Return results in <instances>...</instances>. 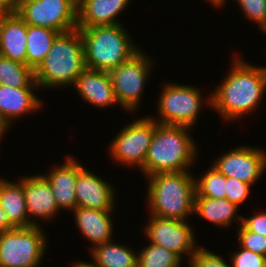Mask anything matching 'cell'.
<instances>
[{
  "instance_id": "obj_1",
  "label": "cell",
  "mask_w": 266,
  "mask_h": 267,
  "mask_svg": "<svg viewBox=\"0 0 266 267\" xmlns=\"http://www.w3.org/2000/svg\"><path fill=\"white\" fill-rule=\"evenodd\" d=\"M230 61L226 77L211 92V108L224 121L231 122L241 120L259 107L266 90V66L246 62L237 54Z\"/></svg>"
},
{
  "instance_id": "obj_2",
  "label": "cell",
  "mask_w": 266,
  "mask_h": 267,
  "mask_svg": "<svg viewBox=\"0 0 266 267\" xmlns=\"http://www.w3.org/2000/svg\"><path fill=\"white\" fill-rule=\"evenodd\" d=\"M191 129L155 121L154 134L144 161L145 179L161 172L190 171V168L195 166L199 147L190 134Z\"/></svg>"
},
{
  "instance_id": "obj_3",
  "label": "cell",
  "mask_w": 266,
  "mask_h": 267,
  "mask_svg": "<svg viewBox=\"0 0 266 267\" xmlns=\"http://www.w3.org/2000/svg\"><path fill=\"white\" fill-rule=\"evenodd\" d=\"M191 171L161 172L146 177L149 214L188 221L194 215L195 175Z\"/></svg>"
},
{
  "instance_id": "obj_4",
  "label": "cell",
  "mask_w": 266,
  "mask_h": 267,
  "mask_svg": "<svg viewBox=\"0 0 266 267\" xmlns=\"http://www.w3.org/2000/svg\"><path fill=\"white\" fill-rule=\"evenodd\" d=\"M86 68L79 28L59 33L35 72L38 89L69 87ZM45 88V89H44Z\"/></svg>"
},
{
  "instance_id": "obj_5",
  "label": "cell",
  "mask_w": 266,
  "mask_h": 267,
  "mask_svg": "<svg viewBox=\"0 0 266 267\" xmlns=\"http://www.w3.org/2000/svg\"><path fill=\"white\" fill-rule=\"evenodd\" d=\"M85 66L109 71L130 60L141 48L135 44L124 24L79 28Z\"/></svg>"
},
{
  "instance_id": "obj_6",
  "label": "cell",
  "mask_w": 266,
  "mask_h": 267,
  "mask_svg": "<svg viewBox=\"0 0 266 267\" xmlns=\"http://www.w3.org/2000/svg\"><path fill=\"white\" fill-rule=\"evenodd\" d=\"M161 91L156 101L158 115L150 116L159 124L194 128L203 105L210 106L211 109V92L205 98L197 86L168 81L162 85Z\"/></svg>"
},
{
  "instance_id": "obj_7",
  "label": "cell",
  "mask_w": 266,
  "mask_h": 267,
  "mask_svg": "<svg viewBox=\"0 0 266 267\" xmlns=\"http://www.w3.org/2000/svg\"><path fill=\"white\" fill-rule=\"evenodd\" d=\"M42 229L35 225L0 233V267H40L48 249Z\"/></svg>"
},
{
  "instance_id": "obj_8",
  "label": "cell",
  "mask_w": 266,
  "mask_h": 267,
  "mask_svg": "<svg viewBox=\"0 0 266 267\" xmlns=\"http://www.w3.org/2000/svg\"><path fill=\"white\" fill-rule=\"evenodd\" d=\"M152 60L143 49L130 60L108 71L120 107L131 115L141 106L143 90L155 66Z\"/></svg>"
},
{
  "instance_id": "obj_9",
  "label": "cell",
  "mask_w": 266,
  "mask_h": 267,
  "mask_svg": "<svg viewBox=\"0 0 266 267\" xmlns=\"http://www.w3.org/2000/svg\"><path fill=\"white\" fill-rule=\"evenodd\" d=\"M122 128L109 142L108 154L114 162L131 168L138 167L144 175V161L154 134L155 121L150 115L137 117V120L128 122Z\"/></svg>"
},
{
  "instance_id": "obj_10",
  "label": "cell",
  "mask_w": 266,
  "mask_h": 267,
  "mask_svg": "<svg viewBox=\"0 0 266 267\" xmlns=\"http://www.w3.org/2000/svg\"><path fill=\"white\" fill-rule=\"evenodd\" d=\"M15 13L27 25L60 33L77 28V0H22Z\"/></svg>"
},
{
  "instance_id": "obj_11",
  "label": "cell",
  "mask_w": 266,
  "mask_h": 267,
  "mask_svg": "<svg viewBox=\"0 0 266 267\" xmlns=\"http://www.w3.org/2000/svg\"><path fill=\"white\" fill-rule=\"evenodd\" d=\"M144 237L152 244L166 248L177 254L182 260L187 257L189 263L195 251L200 247L196 244V234L193 226L187 221L165 219L150 215L146 221Z\"/></svg>"
},
{
  "instance_id": "obj_12",
  "label": "cell",
  "mask_w": 266,
  "mask_h": 267,
  "mask_svg": "<svg viewBox=\"0 0 266 267\" xmlns=\"http://www.w3.org/2000/svg\"><path fill=\"white\" fill-rule=\"evenodd\" d=\"M211 165L225 177L236 178L254 187L266 172V150L248 145L237 146L219 155Z\"/></svg>"
},
{
  "instance_id": "obj_13",
  "label": "cell",
  "mask_w": 266,
  "mask_h": 267,
  "mask_svg": "<svg viewBox=\"0 0 266 267\" xmlns=\"http://www.w3.org/2000/svg\"><path fill=\"white\" fill-rule=\"evenodd\" d=\"M23 191L28 218L32 226H40L37 220L49 222L61 211L57 207L51 185L42 173L23 176Z\"/></svg>"
},
{
  "instance_id": "obj_14",
  "label": "cell",
  "mask_w": 266,
  "mask_h": 267,
  "mask_svg": "<svg viewBox=\"0 0 266 267\" xmlns=\"http://www.w3.org/2000/svg\"><path fill=\"white\" fill-rule=\"evenodd\" d=\"M84 167L79 173L75 187L77 207L114 211L115 188L96 173Z\"/></svg>"
},
{
  "instance_id": "obj_15",
  "label": "cell",
  "mask_w": 266,
  "mask_h": 267,
  "mask_svg": "<svg viewBox=\"0 0 266 267\" xmlns=\"http://www.w3.org/2000/svg\"><path fill=\"white\" fill-rule=\"evenodd\" d=\"M62 164H54L46 174H42L51 185L52 194L61 211H72L77 207L75 187L78 173L85 167L73 155H66Z\"/></svg>"
},
{
  "instance_id": "obj_16",
  "label": "cell",
  "mask_w": 266,
  "mask_h": 267,
  "mask_svg": "<svg viewBox=\"0 0 266 267\" xmlns=\"http://www.w3.org/2000/svg\"><path fill=\"white\" fill-rule=\"evenodd\" d=\"M73 87L77 90V94L82 97L83 101H86L90 106L97 107V109L120 105L116 99L107 71L85 68L76 78Z\"/></svg>"
},
{
  "instance_id": "obj_17",
  "label": "cell",
  "mask_w": 266,
  "mask_h": 267,
  "mask_svg": "<svg viewBox=\"0 0 266 267\" xmlns=\"http://www.w3.org/2000/svg\"><path fill=\"white\" fill-rule=\"evenodd\" d=\"M37 88L0 85V117L10 128L13 120L42 110L44 103L36 94Z\"/></svg>"
},
{
  "instance_id": "obj_18",
  "label": "cell",
  "mask_w": 266,
  "mask_h": 267,
  "mask_svg": "<svg viewBox=\"0 0 266 267\" xmlns=\"http://www.w3.org/2000/svg\"><path fill=\"white\" fill-rule=\"evenodd\" d=\"M76 227L85 239L91 242L89 245L90 252L98 245L112 241L115 232L113 226V214L116 211H104L97 209H87L76 207L73 211ZM113 213V214H112Z\"/></svg>"
},
{
  "instance_id": "obj_19",
  "label": "cell",
  "mask_w": 266,
  "mask_h": 267,
  "mask_svg": "<svg viewBox=\"0 0 266 267\" xmlns=\"http://www.w3.org/2000/svg\"><path fill=\"white\" fill-rule=\"evenodd\" d=\"M130 1L77 0V28L122 24L119 14L125 11Z\"/></svg>"
},
{
  "instance_id": "obj_20",
  "label": "cell",
  "mask_w": 266,
  "mask_h": 267,
  "mask_svg": "<svg viewBox=\"0 0 266 267\" xmlns=\"http://www.w3.org/2000/svg\"><path fill=\"white\" fill-rule=\"evenodd\" d=\"M28 25L15 13H0V55L26 64Z\"/></svg>"
},
{
  "instance_id": "obj_21",
  "label": "cell",
  "mask_w": 266,
  "mask_h": 267,
  "mask_svg": "<svg viewBox=\"0 0 266 267\" xmlns=\"http://www.w3.org/2000/svg\"><path fill=\"white\" fill-rule=\"evenodd\" d=\"M239 207L228 199H211L208 197H195L194 215L213 223L219 228H230L234 221L242 224V216L237 213Z\"/></svg>"
},
{
  "instance_id": "obj_22",
  "label": "cell",
  "mask_w": 266,
  "mask_h": 267,
  "mask_svg": "<svg viewBox=\"0 0 266 267\" xmlns=\"http://www.w3.org/2000/svg\"><path fill=\"white\" fill-rule=\"evenodd\" d=\"M18 181V182H17ZM16 182L0 178V202L11 219V228L32 226L26 209L23 176Z\"/></svg>"
},
{
  "instance_id": "obj_23",
  "label": "cell",
  "mask_w": 266,
  "mask_h": 267,
  "mask_svg": "<svg viewBox=\"0 0 266 267\" xmlns=\"http://www.w3.org/2000/svg\"><path fill=\"white\" fill-rule=\"evenodd\" d=\"M106 242L89 253L98 267H137L138 251L116 241Z\"/></svg>"
},
{
  "instance_id": "obj_24",
  "label": "cell",
  "mask_w": 266,
  "mask_h": 267,
  "mask_svg": "<svg viewBox=\"0 0 266 267\" xmlns=\"http://www.w3.org/2000/svg\"><path fill=\"white\" fill-rule=\"evenodd\" d=\"M59 33L46 27L28 25L26 65L35 71L45 59Z\"/></svg>"
},
{
  "instance_id": "obj_25",
  "label": "cell",
  "mask_w": 266,
  "mask_h": 267,
  "mask_svg": "<svg viewBox=\"0 0 266 267\" xmlns=\"http://www.w3.org/2000/svg\"><path fill=\"white\" fill-rule=\"evenodd\" d=\"M0 85L14 88L38 87L34 70L24 63L0 55Z\"/></svg>"
},
{
  "instance_id": "obj_26",
  "label": "cell",
  "mask_w": 266,
  "mask_h": 267,
  "mask_svg": "<svg viewBox=\"0 0 266 267\" xmlns=\"http://www.w3.org/2000/svg\"><path fill=\"white\" fill-rule=\"evenodd\" d=\"M181 261L174 252L149 242L138 252L137 267H180Z\"/></svg>"
},
{
  "instance_id": "obj_27",
  "label": "cell",
  "mask_w": 266,
  "mask_h": 267,
  "mask_svg": "<svg viewBox=\"0 0 266 267\" xmlns=\"http://www.w3.org/2000/svg\"><path fill=\"white\" fill-rule=\"evenodd\" d=\"M209 167L199 178L195 176V197L225 198L226 177L212 165Z\"/></svg>"
},
{
  "instance_id": "obj_28",
  "label": "cell",
  "mask_w": 266,
  "mask_h": 267,
  "mask_svg": "<svg viewBox=\"0 0 266 267\" xmlns=\"http://www.w3.org/2000/svg\"><path fill=\"white\" fill-rule=\"evenodd\" d=\"M248 21L256 23L266 34V0H235Z\"/></svg>"
},
{
  "instance_id": "obj_29",
  "label": "cell",
  "mask_w": 266,
  "mask_h": 267,
  "mask_svg": "<svg viewBox=\"0 0 266 267\" xmlns=\"http://www.w3.org/2000/svg\"><path fill=\"white\" fill-rule=\"evenodd\" d=\"M236 230H238L236 235L238 236L239 247L266 257V237L248 231L242 224Z\"/></svg>"
},
{
  "instance_id": "obj_30",
  "label": "cell",
  "mask_w": 266,
  "mask_h": 267,
  "mask_svg": "<svg viewBox=\"0 0 266 267\" xmlns=\"http://www.w3.org/2000/svg\"><path fill=\"white\" fill-rule=\"evenodd\" d=\"M188 264L189 267H233L232 263L228 264V261L218 256V253L211 252L202 246L195 251Z\"/></svg>"
},
{
  "instance_id": "obj_31",
  "label": "cell",
  "mask_w": 266,
  "mask_h": 267,
  "mask_svg": "<svg viewBox=\"0 0 266 267\" xmlns=\"http://www.w3.org/2000/svg\"><path fill=\"white\" fill-rule=\"evenodd\" d=\"M252 186L233 177H226L225 198L240 208L250 196Z\"/></svg>"
},
{
  "instance_id": "obj_32",
  "label": "cell",
  "mask_w": 266,
  "mask_h": 267,
  "mask_svg": "<svg viewBox=\"0 0 266 267\" xmlns=\"http://www.w3.org/2000/svg\"><path fill=\"white\" fill-rule=\"evenodd\" d=\"M230 254L229 262L233 267H266V257L250 250L238 248Z\"/></svg>"
},
{
  "instance_id": "obj_33",
  "label": "cell",
  "mask_w": 266,
  "mask_h": 267,
  "mask_svg": "<svg viewBox=\"0 0 266 267\" xmlns=\"http://www.w3.org/2000/svg\"><path fill=\"white\" fill-rule=\"evenodd\" d=\"M241 223L248 231L266 237V211L254 213L250 217L242 216Z\"/></svg>"
},
{
  "instance_id": "obj_34",
  "label": "cell",
  "mask_w": 266,
  "mask_h": 267,
  "mask_svg": "<svg viewBox=\"0 0 266 267\" xmlns=\"http://www.w3.org/2000/svg\"><path fill=\"white\" fill-rule=\"evenodd\" d=\"M22 0H0V13L16 12Z\"/></svg>"
},
{
  "instance_id": "obj_35",
  "label": "cell",
  "mask_w": 266,
  "mask_h": 267,
  "mask_svg": "<svg viewBox=\"0 0 266 267\" xmlns=\"http://www.w3.org/2000/svg\"><path fill=\"white\" fill-rule=\"evenodd\" d=\"M11 229V219L10 216L3 211V207L0 202V233L6 232Z\"/></svg>"
},
{
  "instance_id": "obj_36",
  "label": "cell",
  "mask_w": 266,
  "mask_h": 267,
  "mask_svg": "<svg viewBox=\"0 0 266 267\" xmlns=\"http://www.w3.org/2000/svg\"><path fill=\"white\" fill-rule=\"evenodd\" d=\"M71 267H98L94 261L92 262H89V261H79V262H76L71 266Z\"/></svg>"
},
{
  "instance_id": "obj_37",
  "label": "cell",
  "mask_w": 266,
  "mask_h": 267,
  "mask_svg": "<svg viewBox=\"0 0 266 267\" xmlns=\"http://www.w3.org/2000/svg\"><path fill=\"white\" fill-rule=\"evenodd\" d=\"M9 128L10 127L0 117V144L2 142L1 139L3 138V135L7 133V131L9 130Z\"/></svg>"
},
{
  "instance_id": "obj_38",
  "label": "cell",
  "mask_w": 266,
  "mask_h": 267,
  "mask_svg": "<svg viewBox=\"0 0 266 267\" xmlns=\"http://www.w3.org/2000/svg\"><path fill=\"white\" fill-rule=\"evenodd\" d=\"M207 2L214 5V7L220 8V7L225 6V3H228V0H207Z\"/></svg>"
}]
</instances>
